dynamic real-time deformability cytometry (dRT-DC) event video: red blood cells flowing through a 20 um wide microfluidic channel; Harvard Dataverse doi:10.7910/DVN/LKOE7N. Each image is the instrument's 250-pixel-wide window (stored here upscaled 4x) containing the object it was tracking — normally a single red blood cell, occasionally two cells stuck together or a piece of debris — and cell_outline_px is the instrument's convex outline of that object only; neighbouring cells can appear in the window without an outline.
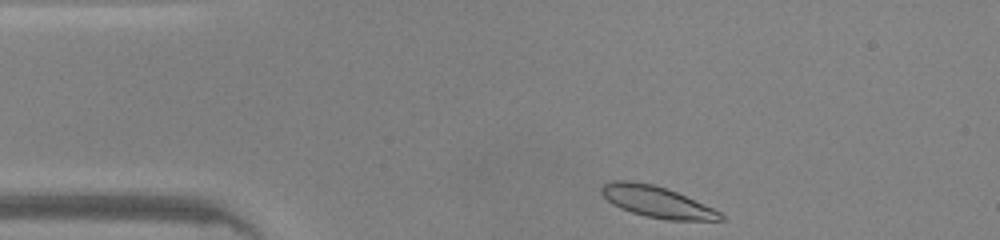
{"species": "common noctule bat (a hibernating species)", "species_latin": "Nyctalus noctula", "temperature_condition": "warm", "stored_images_in_passage": 40, "camera_frame_rate_fps": 3000, "um_per_image_px": 0.085, "animal": {"sex": "male", "body_mass_g": 20.0, "forearm_length_mm": 53.3}, "frame": {"image": 1, "passage_image": 1, "time_ms": 0.0, "image_size_px": [1000, 240], "cell_outline_px": [[724, 220], [668, 220], [644, 216], [620, 208], [612, 204], [600, 192], [600, 188], [604, 184], [612, 180], [632, 180], [652, 184], [676, 192], [712, 208], [720, 212], [724, 216]], "centroid_in_image_um": [55.79, 17.15], "position_along_channel_um": 29.2, "area_um2": 21.5}}
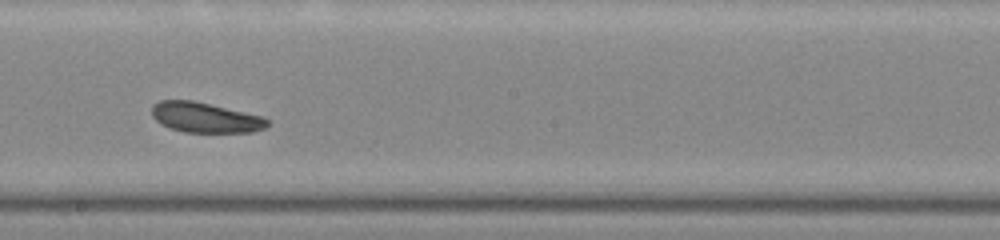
{"frame": {"image": 2, "passage_image": 19, "time_ms": 6.0, "image_size_px": [1000, 240], "cell_outline_px": [[268, 124], [264, 128], [252, 132], [184, 132], [160, 124], [152, 116], [152, 104], [160, 100], [192, 100], [264, 116], [268, 120]], "centroid_in_image_um": [17.43, 9.98], "position_along_channel_um": 230.8, "area_um2": 20.29}}
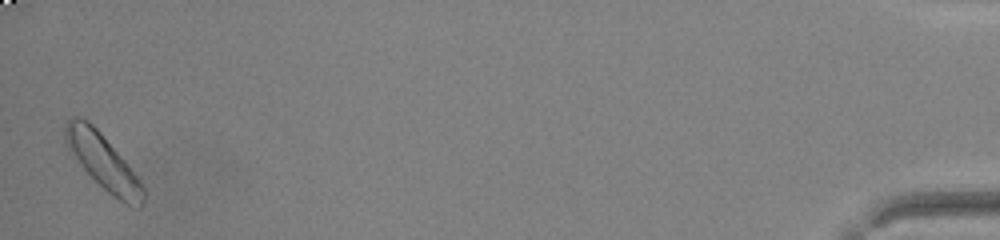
{"frame": {"image": 3, "passage_image": 40, "time_ms": 13.0, "image_size_px": [1000, 240], "cell_outline_px": [[144, 204], [140, 208], [132, 208], [124, 204], [112, 196], [76, 160], [64, 144], [64, 124], [72, 116], [76, 116], [88, 120], [100, 132], [124, 160], [136, 176], [144, 188]], "centroid_in_image_um": [8.74, 13.76], "position_along_channel_um": 426.5, "area_um2": 24.85}, "authors_computed_cell_mechanics": {"area_um2": 21.5016, "velocity_mm_per_s": 4.1659, "shape_relaxation_time_tau1_ms": 1.7157, "shape_relaxation_time_tau2_ms": 4.9587, "deformation_change_tau1": 0.0789, "deformation_change_tau2": 0.1221}}